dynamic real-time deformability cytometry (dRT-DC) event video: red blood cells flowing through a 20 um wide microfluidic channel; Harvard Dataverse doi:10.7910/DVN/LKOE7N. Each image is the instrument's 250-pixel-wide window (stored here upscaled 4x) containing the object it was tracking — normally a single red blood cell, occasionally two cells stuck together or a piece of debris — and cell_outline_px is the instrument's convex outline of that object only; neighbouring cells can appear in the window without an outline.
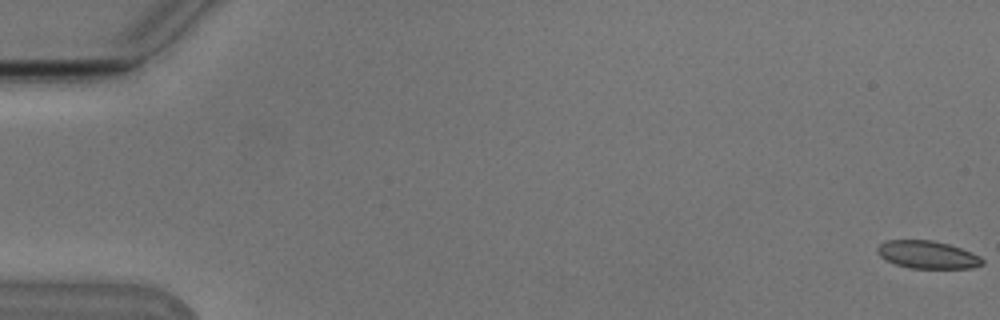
{"species": "Egyptian fruit bat (a non-hibernating species)", "species_latin": "Rousettus aegyptiacus", "temperature_condition": "cold", "stored_images_in_passage": 55, "camera_frame_rate_fps": 3000, "um_per_image_px": 0.085, "animal": {"sex": "male"}, "frame": {"image": 1, "passage_image": 1, "time_ms": 0.0, "image_size_px": [1000, 320], "cell_outline_px": [[984, 264], [972, 268], [912, 268], [896, 264], [884, 260], [876, 252], [876, 248], [884, 240], [932, 240], [948, 244], [972, 252], [980, 256], [984, 260]], "centroid_in_image_um": [78.82, 21.64], "position_along_channel_um": 6.2, "area_um2": 17.05}}
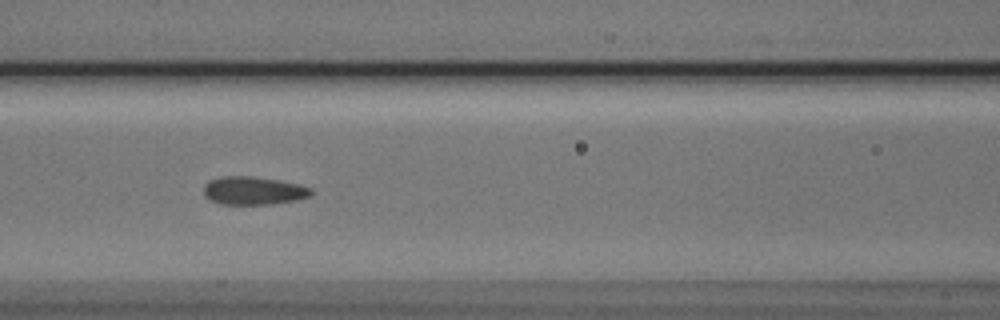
{"frame": {"image": 2, "passage_image": 25, "time_ms": 8.0, "image_size_px": [1000, 320], "cell_outline_px": [[312, 196], [296, 200], [272, 204], [220, 204], [208, 200], [204, 196], [204, 184], [208, 180], [220, 176], [252, 176], [300, 184], [312, 188]], "centroid_in_image_um": [21.52, 16.2], "position_along_channel_um": 145.1, "area_um2": 17.86}}
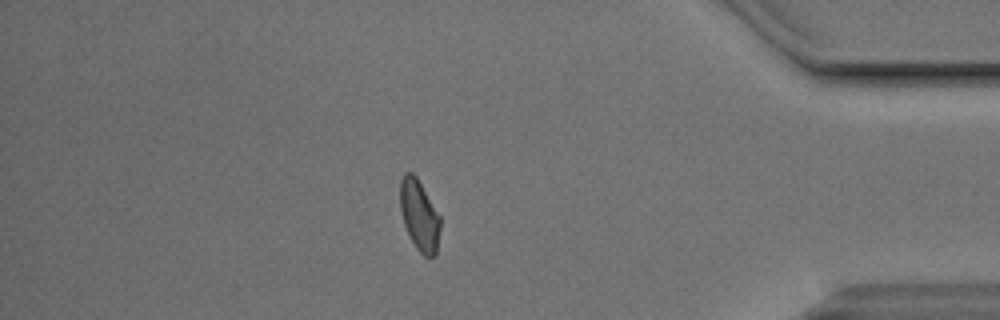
{"frame": {"image": 3, "passage_image": 48, "time_ms": 15.667, "image_size_px": [1000, 320], "cell_outline_px": [[440, 228], [436, 256], [424, 256], [416, 248], [404, 224], [400, 208], [400, 180], [404, 172], [412, 172], [416, 176], [440, 216]], "centroid_in_image_um": [35.64, 18.29], "position_along_channel_um": 399.6, "area_um2": 16.42}, "authors_computed_cell_mechanics": {"area_um2": 17.4556, "velocity_mm_per_s": 3.7772, "shape_relaxation_time_tau1_ms": 5.7408, "shape_relaxation_time_tau2_ms": 0.9109, "deformation_change_tau1": 0.1318, "deformation_change_tau2": 0.0729}}